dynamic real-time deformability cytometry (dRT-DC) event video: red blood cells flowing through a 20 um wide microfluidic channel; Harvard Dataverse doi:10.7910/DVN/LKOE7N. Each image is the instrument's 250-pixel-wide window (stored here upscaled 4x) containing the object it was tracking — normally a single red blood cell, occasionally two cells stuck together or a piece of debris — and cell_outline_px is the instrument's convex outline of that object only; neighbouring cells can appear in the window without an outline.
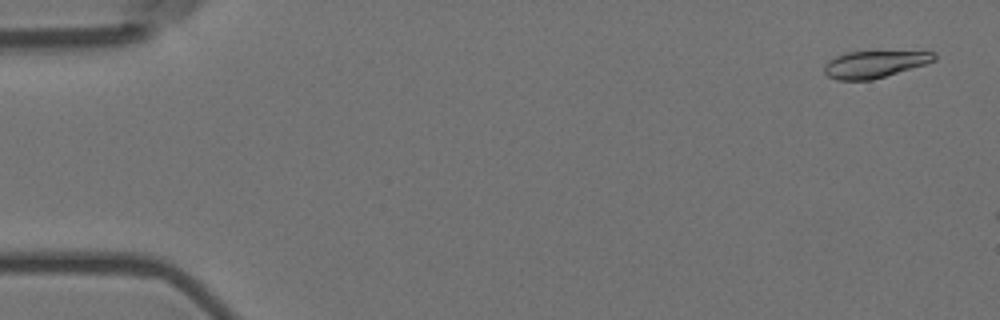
{"species": "Egyptian fruit bat (a non-hibernating species)", "species_latin": "Rousettus aegyptiacus", "temperature_condition": "room temperature", "stored_images_in_passage": 5, "camera_frame_rate_fps": 3000, "um_per_image_px": 0.085, "animal": {"sex": "female"}, "frame": {"image": 1, "passage_image": 3, "time_ms": 0.667, "image_size_px": [1000, 320], "cell_outline_px": [[936, 60], [924, 64], [872, 80], [836, 80], [828, 76], [824, 72], [824, 64], [828, 60], [836, 56], [848, 52], [936, 52]], "centroid_in_image_um": [74.28, 5.47], "position_along_channel_um": 10.7, "area_um2": 16.99}}